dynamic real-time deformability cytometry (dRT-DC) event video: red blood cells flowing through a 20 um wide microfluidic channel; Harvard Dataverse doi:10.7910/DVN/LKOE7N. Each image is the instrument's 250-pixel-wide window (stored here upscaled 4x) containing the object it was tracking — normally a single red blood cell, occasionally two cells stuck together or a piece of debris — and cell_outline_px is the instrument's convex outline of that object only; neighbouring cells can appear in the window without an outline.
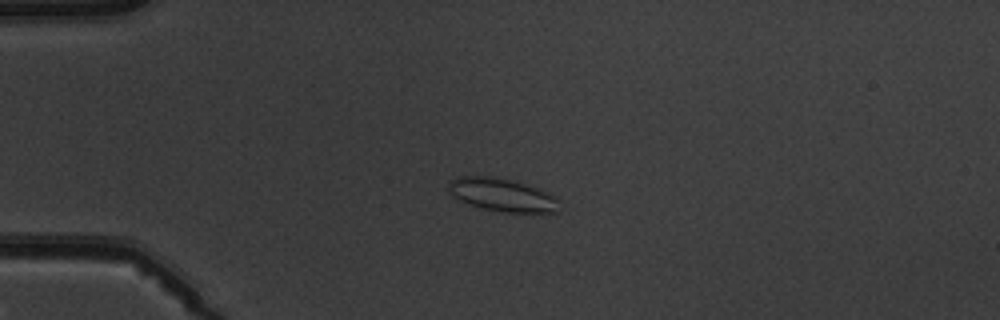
{"species": "common noctule bat (a hibernating species)", "species_latin": "Nyctalus noctula", "temperature_condition": "warm", "stored_images_in_passage": 6, "camera_frame_rate_fps": 3000, "um_per_image_px": 0.085, "animal": {"sex": "male", "body_mass_g": 19.5, "forearm_length_mm": 54.6}, "frame": {"image": 1, "passage_image": 5, "time_ms": 4.667, "image_size_px": [1000, 320], "cell_outline_px": [[560, 212], [504, 212], [484, 208], [460, 200], [452, 196], [448, 192], [448, 184], [452, 180], [460, 176], [488, 176], [516, 180], [556, 196], [560, 200]], "centroid_in_image_um": [42.73, 16.56], "position_along_channel_um": 42.3, "area_um2": 21.33}}